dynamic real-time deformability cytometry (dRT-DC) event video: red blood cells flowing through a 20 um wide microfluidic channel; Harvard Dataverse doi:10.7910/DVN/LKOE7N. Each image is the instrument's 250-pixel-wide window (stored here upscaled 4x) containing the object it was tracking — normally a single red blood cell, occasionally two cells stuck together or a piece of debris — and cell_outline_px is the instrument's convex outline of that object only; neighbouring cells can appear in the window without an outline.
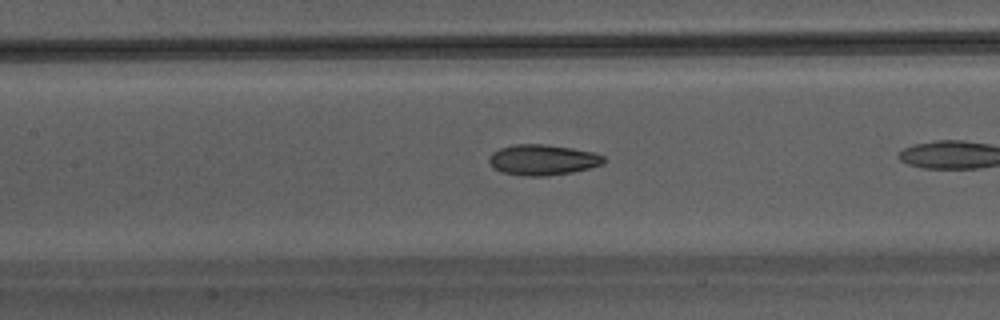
{"species": "Egyptian fruit bat (a non-hibernating species)", "species_latin": "Rousettus aegyptiacus", "temperature_condition": "warm", "stored_images_in_passage": 9, "camera_frame_rate_fps": 3000, "um_per_image_px": 0.085, "animal": {"sex": "male"}, "frame": {"image": 1, "passage_image": 8, "time_ms": 2.333, "image_size_px": [1000, 320], "cell_outline_px": [[604, 164], [572, 172], [544, 176], [524, 176], [500, 172], [492, 168], [488, 160], [492, 152], [500, 148], [516, 144], [544, 144], [572, 148], [592, 152], [604, 156]], "centroid_in_image_um": [46.09, 13.59], "position_along_channel_um": 161.3, "area_um2": 20.46}}